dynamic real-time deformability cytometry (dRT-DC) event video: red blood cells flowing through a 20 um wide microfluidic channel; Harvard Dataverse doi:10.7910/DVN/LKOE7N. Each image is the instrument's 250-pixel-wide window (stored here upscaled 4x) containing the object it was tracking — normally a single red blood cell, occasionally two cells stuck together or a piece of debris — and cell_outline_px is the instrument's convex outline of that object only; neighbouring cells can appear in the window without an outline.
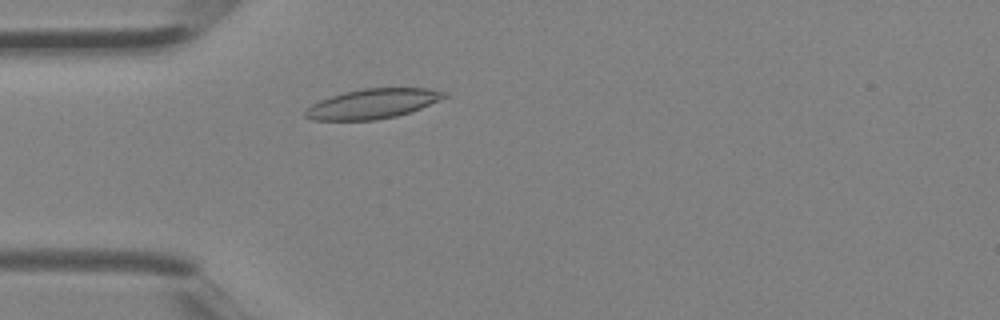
{"species": "Egyptian fruit bat (a non-hibernating species)", "species_latin": "Rousettus aegyptiacus", "temperature_condition": "room temperature", "stored_images_in_passage": 2, "camera_frame_rate_fps": 3000, "um_per_image_px": 0.085, "animal": {"sex": "female"}, "frame": {"image": 1, "passage_image": 2, "time_ms": 0.333, "image_size_px": [1000, 320], "cell_outline_px": [[448, 96], [412, 112], [396, 116], [376, 120], [312, 120], [304, 116], [304, 112], [312, 104], [320, 100], [344, 92], [364, 88], [428, 88], [448, 92]], "centroid_in_image_um": [31.7, 8.82], "position_along_channel_um": 53.3, "area_um2": 24.1}}